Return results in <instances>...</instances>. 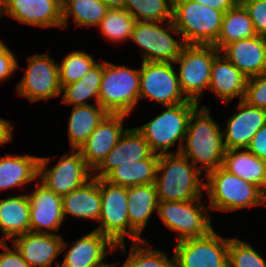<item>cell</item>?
I'll return each mask as SVG.
<instances>
[{"label":"cell","mask_w":266,"mask_h":267,"mask_svg":"<svg viewBox=\"0 0 266 267\" xmlns=\"http://www.w3.org/2000/svg\"><path fill=\"white\" fill-rule=\"evenodd\" d=\"M202 107V108H201ZM197 107L189 117L187 132L180 153L188 158L205 176L223 165L226 152L223 132L212 119L205 105ZM186 144V145H185Z\"/></svg>","instance_id":"cell-1"},{"label":"cell","mask_w":266,"mask_h":267,"mask_svg":"<svg viewBox=\"0 0 266 267\" xmlns=\"http://www.w3.org/2000/svg\"><path fill=\"white\" fill-rule=\"evenodd\" d=\"M181 153L160 154L155 187L159 201H190L200 199L205 182L201 171Z\"/></svg>","instance_id":"cell-2"},{"label":"cell","mask_w":266,"mask_h":267,"mask_svg":"<svg viewBox=\"0 0 266 267\" xmlns=\"http://www.w3.org/2000/svg\"><path fill=\"white\" fill-rule=\"evenodd\" d=\"M205 190L209 208L229 212L254 206H266V194L256 185L229 173L222 166L206 175Z\"/></svg>","instance_id":"cell-3"},{"label":"cell","mask_w":266,"mask_h":267,"mask_svg":"<svg viewBox=\"0 0 266 267\" xmlns=\"http://www.w3.org/2000/svg\"><path fill=\"white\" fill-rule=\"evenodd\" d=\"M222 11L192 0H173V24L186 45H214L217 42Z\"/></svg>","instance_id":"cell-4"},{"label":"cell","mask_w":266,"mask_h":267,"mask_svg":"<svg viewBox=\"0 0 266 267\" xmlns=\"http://www.w3.org/2000/svg\"><path fill=\"white\" fill-rule=\"evenodd\" d=\"M198 106L196 102L165 106V111L146 124L137 127L136 130L144 137L154 153L158 155L171 153L169 148L179 140L180 144L176 153H180L189 117Z\"/></svg>","instance_id":"cell-5"},{"label":"cell","mask_w":266,"mask_h":267,"mask_svg":"<svg viewBox=\"0 0 266 267\" xmlns=\"http://www.w3.org/2000/svg\"><path fill=\"white\" fill-rule=\"evenodd\" d=\"M140 69L104 61L99 105L109 114L130 115L139 100Z\"/></svg>","instance_id":"cell-6"},{"label":"cell","mask_w":266,"mask_h":267,"mask_svg":"<svg viewBox=\"0 0 266 267\" xmlns=\"http://www.w3.org/2000/svg\"><path fill=\"white\" fill-rule=\"evenodd\" d=\"M171 31L178 36L181 35L173 21L166 23L137 20L130 39L141 47V51H145L142 53L143 62L174 63L186 44L182 38H173Z\"/></svg>","instance_id":"cell-7"},{"label":"cell","mask_w":266,"mask_h":267,"mask_svg":"<svg viewBox=\"0 0 266 267\" xmlns=\"http://www.w3.org/2000/svg\"><path fill=\"white\" fill-rule=\"evenodd\" d=\"M220 51L214 45H185L174 63L180 64L178 79L185 97L199 104L205 88L209 89L211 67Z\"/></svg>","instance_id":"cell-8"},{"label":"cell","mask_w":266,"mask_h":267,"mask_svg":"<svg viewBox=\"0 0 266 267\" xmlns=\"http://www.w3.org/2000/svg\"><path fill=\"white\" fill-rule=\"evenodd\" d=\"M207 210V211H206ZM208 208L201 198L190 201H159L157 214L171 231L176 232L178 241L203 237L212 230Z\"/></svg>","instance_id":"cell-9"},{"label":"cell","mask_w":266,"mask_h":267,"mask_svg":"<svg viewBox=\"0 0 266 267\" xmlns=\"http://www.w3.org/2000/svg\"><path fill=\"white\" fill-rule=\"evenodd\" d=\"M101 213L99 226L94 229L108 237L115 245V249L125 250L124 239L129 237V218L127 210V187L117 186L105 179H100Z\"/></svg>","instance_id":"cell-10"},{"label":"cell","mask_w":266,"mask_h":267,"mask_svg":"<svg viewBox=\"0 0 266 267\" xmlns=\"http://www.w3.org/2000/svg\"><path fill=\"white\" fill-rule=\"evenodd\" d=\"M173 64L175 63L142 61L139 99L149 98L163 106L193 102L182 92Z\"/></svg>","instance_id":"cell-11"},{"label":"cell","mask_w":266,"mask_h":267,"mask_svg":"<svg viewBox=\"0 0 266 267\" xmlns=\"http://www.w3.org/2000/svg\"><path fill=\"white\" fill-rule=\"evenodd\" d=\"M229 238L212 230L203 237L178 241L174 248L176 267H228Z\"/></svg>","instance_id":"cell-12"},{"label":"cell","mask_w":266,"mask_h":267,"mask_svg":"<svg viewBox=\"0 0 266 267\" xmlns=\"http://www.w3.org/2000/svg\"><path fill=\"white\" fill-rule=\"evenodd\" d=\"M64 154L58 164L46 169L50 158L40 157L38 165L39 181L55 194L64 196L85 184L93 177V171L87 166L79 150Z\"/></svg>","instance_id":"cell-13"},{"label":"cell","mask_w":266,"mask_h":267,"mask_svg":"<svg viewBox=\"0 0 266 267\" xmlns=\"http://www.w3.org/2000/svg\"><path fill=\"white\" fill-rule=\"evenodd\" d=\"M16 89L31 103L61 95L58 63L46 53L29 56L25 75Z\"/></svg>","instance_id":"cell-14"},{"label":"cell","mask_w":266,"mask_h":267,"mask_svg":"<svg viewBox=\"0 0 266 267\" xmlns=\"http://www.w3.org/2000/svg\"><path fill=\"white\" fill-rule=\"evenodd\" d=\"M3 15L41 27H63L62 0H2Z\"/></svg>","instance_id":"cell-15"},{"label":"cell","mask_w":266,"mask_h":267,"mask_svg":"<svg viewBox=\"0 0 266 267\" xmlns=\"http://www.w3.org/2000/svg\"><path fill=\"white\" fill-rule=\"evenodd\" d=\"M124 114H108L79 149L87 166L94 171L119 142L127 130L123 127Z\"/></svg>","instance_id":"cell-16"},{"label":"cell","mask_w":266,"mask_h":267,"mask_svg":"<svg viewBox=\"0 0 266 267\" xmlns=\"http://www.w3.org/2000/svg\"><path fill=\"white\" fill-rule=\"evenodd\" d=\"M36 185L37 187L28 195L30 231L47 234H49V231L58 232L64 221L62 196L47 189L39 181Z\"/></svg>","instance_id":"cell-17"},{"label":"cell","mask_w":266,"mask_h":267,"mask_svg":"<svg viewBox=\"0 0 266 267\" xmlns=\"http://www.w3.org/2000/svg\"><path fill=\"white\" fill-rule=\"evenodd\" d=\"M61 237L52 232L47 234L29 231L12 241L30 267H51L58 255L68 248Z\"/></svg>","instance_id":"cell-18"},{"label":"cell","mask_w":266,"mask_h":267,"mask_svg":"<svg viewBox=\"0 0 266 267\" xmlns=\"http://www.w3.org/2000/svg\"><path fill=\"white\" fill-rule=\"evenodd\" d=\"M236 112L227 120L223 139L226 150L246 149L258 130L266 124V109L239 100Z\"/></svg>","instance_id":"cell-19"},{"label":"cell","mask_w":266,"mask_h":267,"mask_svg":"<svg viewBox=\"0 0 266 267\" xmlns=\"http://www.w3.org/2000/svg\"><path fill=\"white\" fill-rule=\"evenodd\" d=\"M154 152L136 128L128 129L119 142L93 171V177L105 179L116 167L149 158Z\"/></svg>","instance_id":"cell-20"},{"label":"cell","mask_w":266,"mask_h":267,"mask_svg":"<svg viewBox=\"0 0 266 267\" xmlns=\"http://www.w3.org/2000/svg\"><path fill=\"white\" fill-rule=\"evenodd\" d=\"M71 244L62 264L57 263L56 267H102L107 264L103 262L104 258L116 247L108 237L96 230Z\"/></svg>","instance_id":"cell-21"},{"label":"cell","mask_w":266,"mask_h":267,"mask_svg":"<svg viewBox=\"0 0 266 267\" xmlns=\"http://www.w3.org/2000/svg\"><path fill=\"white\" fill-rule=\"evenodd\" d=\"M220 53L248 78L266 72V37L256 35L231 42Z\"/></svg>","instance_id":"cell-22"},{"label":"cell","mask_w":266,"mask_h":267,"mask_svg":"<svg viewBox=\"0 0 266 267\" xmlns=\"http://www.w3.org/2000/svg\"><path fill=\"white\" fill-rule=\"evenodd\" d=\"M127 195L129 237L133 242L144 240L140 235L159 203L155 184L128 187Z\"/></svg>","instance_id":"cell-23"},{"label":"cell","mask_w":266,"mask_h":267,"mask_svg":"<svg viewBox=\"0 0 266 267\" xmlns=\"http://www.w3.org/2000/svg\"><path fill=\"white\" fill-rule=\"evenodd\" d=\"M220 54L216 55L211 67L209 90L225 103L236 97L243 100L248 77Z\"/></svg>","instance_id":"cell-24"},{"label":"cell","mask_w":266,"mask_h":267,"mask_svg":"<svg viewBox=\"0 0 266 267\" xmlns=\"http://www.w3.org/2000/svg\"><path fill=\"white\" fill-rule=\"evenodd\" d=\"M62 206L64 218L70 214L98 222L101 213L100 179L92 177L82 186L62 196Z\"/></svg>","instance_id":"cell-25"},{"label":"cell","mask_w":266,"mask_h":267,"mask_svg":"<svg viewBox=\"0 0 266 267\" xmlns=\"http://www.w3.org/2000/svg\"><path fill=\"white\" fill-rule=\"evenodd\" d=\"M30 231V203L28 195H17L0 201V241L6 242Z\"/></svg>","instance_id":"cell-26"},{"label":"cell","mask_w":266,"mask_h":267,"mask_svg":"<svg viewBox=\"0 0 266 267\" xmlns=\"http://www.w3.org/2000/svg\"><path fill=\"white\" fill-rule=\"evenodd\" d=\"M222 167L229 173L258 186L266 194V161L249 150H226Z\"/></svg>","instance_id":"cell-27"},{"label":"cell","mask_w":266,"mask_h":267,"mask_svg":"<svg viewBox=\"0 0 266 267\" xmlns=\"http://www.w3.org/2000/svg\"><path fill=\"white\" fill-rule=\"evenodd\" d=\"M38 156L11 155L0 157V191L20 187L37 179Z\"/></svg>","instance_id":"cell-28"},{"label":"cell","mask_w":266,"mask_h":267,"mask_svg":"<svg viewBox=\"0 0 266 267\" xmlns=\"http://www.w3.org/2000/svg\"><path fill=\"white\" fill-rule=\"evenodd\" d=\"M108 114L99 104L73 106L67 128L71 150H79Z\"/></svg>","instance_id":"cell-29"},{"label":"cell","mask_w":266,"mask_h":267,"mask_svg":"<svg viewBox=\"0 0 266 267\" xmlns=\"http://www.w3.org/2000/svg\"><path fill=\"white\" fill-rule=\"evenodd\" d=\"M159 155L153 153L149 158L116 167L105 180L122 187L155 183Z\"/></svg>","instance_id":"cell-30"},{"label":"cell","mask_w":266,"mask_h":267,"mask_svg":"<svg viewBox=\"0 0 266 267\" xmlns=\"http://www.w3.org/2000/svg\"><path fill=\"white\" fill-rule=\"evenodd\" d=\"M104 62L96 63L90 70L77 82L65 85L61 92L62 103L74 106L89 105L86 102L90 98L96 99V105L99 104V91L103 76Z\"/></svg>","instance_id":"cell-31"},{"label":"cell","mask_w":266,"mask_h":267,"mask_svg":"<svg viewBox=\"0 0 266 267\" xmlns=\"http://www.w3.org/2000/svg\"><path fill=\"white\" fill-rule=\"evenodd\" d=\"M253 22L245 7L238 2L224 13L221 30L214 46L220 51L226 44L256 36Z\"/></svg>","instance_id":"cell-32"},{"label":"cell","mask_w":266,"mask_h":267,"mask_svg":"<svg viewBox=\"0 0 266 267\" xmlns=\"http://www.w3.org/2000/svg\"><path fill=\"white\" fill-rule=\"evenodd\" d=\"M109 10L102 0H62V23L65 28L69 16L76 26H99Z\"/></svg>","instance_id":"cell-33"},{"label":"cell","mask_w":266,"mask_h":267,"mask_svg":"<svg viewBox=\"0 0 266 267\" xmlns=\"http://www.w3.org/2000/svg\"><path fill=\"white\" fill-rule=\"evenodd\" d=\"M135 18L126 9H109L99 24V31L110 42L130 40Z\"/></svg>","instance_id":"cell-34"},{"label":"cell","mask_w":266,"mask_h":267,"mask_svg":"<svg viewBox=\"0 0 266 267\" xmlns=\"http://www.w3.org/2000/svg\"><path fill=\"white\" fill-rule=\"evenodd\" d=\"M126 9L135 20L172 21L173 0H125Z\"/></svg>","instance_id":"cell-35"},{"label":"cell","mask_w":266,"mask_h":267,"mask_svg":"<svg viewBox=\"0 0 266 267\" xmlns=\"http://www.w3.org/2000/svg\"><path fill=\"white\" fill-rule=\"evenodd\" d=\"M147 243L146 240L133 242L130 253L121 267H176L174 255L168 257L161 250L140 246Z\"/></svg>","instance_id":"cell-36"},{"label":"cell","mask_w":266,"mask_h":267,"mask_svg":"<svg viewBox=\"0 0 266 267\" xmlns=\"http://www.w3.org/2000/svg\"><path fill=\"white\" fill-rule=\"evenodd\" d=\"M95 61L92 55L84 51L74 50L68 53L62 60L61 65H58L61 89L65 85L81 79L97 63Z\"/></svg>","instance_id":"cell-37"},{"label":"cell","mask_w":266,"mask_h":267,"mask_svg":"<svg viewBox=\"0 0 266 267\" xmlns=\"http://www.w3.org/2000/svg\"><path fill=\"white\" fill-rule=\"evenodd\" d=\"M228 267H266V261L249 243L229 238Z\"/></svg>","instance_id":"cell-38"},{"label":"cell","mask_w":266,"mask_h":267,"mask_svg":"<svg viewBox=\"0 0 266 267\" xmlns=\"http://www.w3.org/2000/svg\"><path fill=\"white\" fill-rule=\"evenodd\" d=\"M243 101L250 106L266 109V72L248 78Z\"/></svg>","instance_id":"cell-39"},{"label":"cell","mask_w":266,"mask_h":267,"mask_svg":"<svg viewBox=\"0 0 266 267\" xmlns=\"http://www.w3.org/2000/svg\"><path fill=\"white\" fill-rule=\"evenodd\" d=\"M247 10L258 36L266 37V0H239Z\"/></svg>","instance_id":"cell-40"},{"label":"cell","mask_w":266,"mask_h":267,"mask_svg":"<svg viewBox=\"0 0 266 267\" xmlns=\"http://www.w3.org/2000/svg\"><path fill=\"white\" fill-rule=\"evenodd\" d=\"M19 67L13 52L0 41V82L8 79Z\"/></svg>","instance_id":"cell-41"},{"label":"cell","mask_w":266,"mask_h":267,"mask_svg":"<svg viewBox=\"0 0 266 267\" xmlns=\"http://www.w3.org/2000/svg\"><path fill=\"white\" fill-rule=\"evenodd\" d=\"M12 246L13 250L6 242L0 241V247L4 249L0 252V267H30L15 245Z\"/></svg>","instance_id":"cell-42"},{"label":"cell","mask_w":266,"mask_h":267,"mask_svg":"<svg viewBox=\"0 0 266 267\" xmlns=\"http://www.w3.org/2000/svg\"><path fill=\"white\" fill-rule=\"evenodd\" d=\"M246 149L266 161V124L253 136Z\"/></svg>","instance_id":"cell-43"},{"label":"cell","mask_w":266,"mask_h":267,"mask_svg":"<svg viewBox=\"0 0 266 267\" xmlns=\"http://www.w3.org/2000/svg\"><path fill=\"white\" fill-rule=\"evenodd\" d=\"M192 1L222 11L223 13H226L228 10L233 8L239 2V0H192Z\"/></svg>","instance_id":"cell-44"},{"label":"cell","mask_w":266,"mask_h":267,"mask_svg":"<svg viewBox=\"0 0 266 267\" xmlns=\"http://www.w3.org/2000/svg\"><path fill=\"white\" fill-rule=\"evenodd\" d=\"M14 126L11 122L0 118V146L4 143L10 142L13 140L12 138V129Z\"/></svg>","instance_id":"cell-45"},{"label":"cell","mask_w":266,"mask_h":267,"mask_svg":"<svg viewBox=\"0 0 266 267\" xmlns=\"http://www.w3.org/2000/svg\"><path fill=\"white\" fill-rule=\"evenodd\" d=\"M109 9H124L125 0H102Z\"/></svg>","instance_id":"cell-46"},{"label":"cell","mask_w":266,"mask_h":267,"mask_svg":"<svg viewBox=\"0 0 266 267\" xmlns=\"http://www.w3.org/2000/svg\"><path fill=\"white\" fill-rule=\"evenodd\" d=\"M117 264H119V262H117V263H113V264H106V265H104V266H102V267H116V265Z\"/></svg>","instance_id":"cell-47"}]
</instances>
